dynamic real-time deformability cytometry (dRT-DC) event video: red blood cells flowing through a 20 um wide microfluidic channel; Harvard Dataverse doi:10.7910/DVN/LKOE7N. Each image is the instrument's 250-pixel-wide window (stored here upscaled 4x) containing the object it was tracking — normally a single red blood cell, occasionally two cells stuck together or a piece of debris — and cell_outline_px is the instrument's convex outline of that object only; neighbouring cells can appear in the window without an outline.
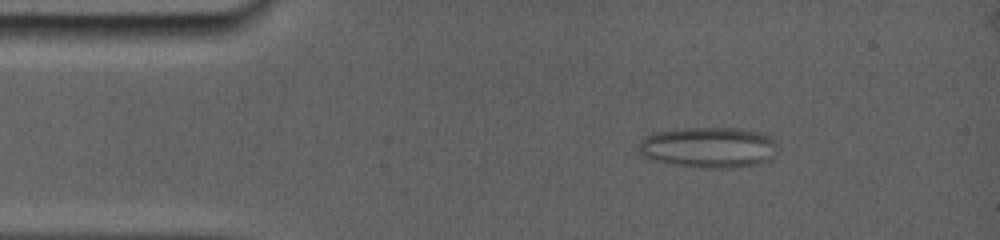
{"species": "common noctule bat (a hibernating species)", "species_latin": "Nyctalus noctula", "temperature_condition": "room temperature", "stored_images_in_passage": 38, "camera_frame_rate_fps": 5000, "um_per_image_px": 0.085, "animal": {"sex": "female", "body_mass_g": 19.0, "forearm_length_mm": 56.7}, "frame": {"image": 1, "passage_image": 5, "time_ms": 2.6, "image_size_px": [1000, 240], "cell_outline_px": [[760, 136], [756, 160], [748, 164], [720, 168], [708, 168], [680, 164], [664, 160], [652, 156], [648, 140], [664, 132], [688, 128], [728, 128], [752, 132]], "centroid_in_image_um": [60.04, 12.51], "position_along_channel_um": 25.0, "area_um2": 26.53}}
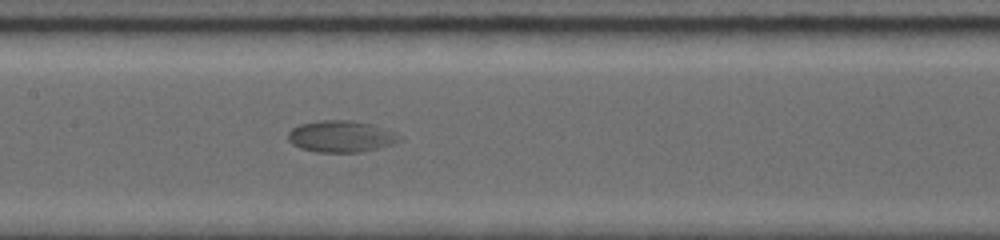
{"frame": {"image": 2, "passage_image": 16, "time_ms": 8.2, "image_size_px": [1000, 240], "cell_outline_px": [[396, 140], [388, 144], [376, 148], [360, 152], [316, 152], [300, 148], [292, 144], [288, 140], [288, 132], [292, 128], [300, 124], [328, 120], [348, 120], [368, 124]], "centroid_in_image_um": [28.7, 11.62], "position_along_channel_um": 178.7, "area_um2": 19.02}}
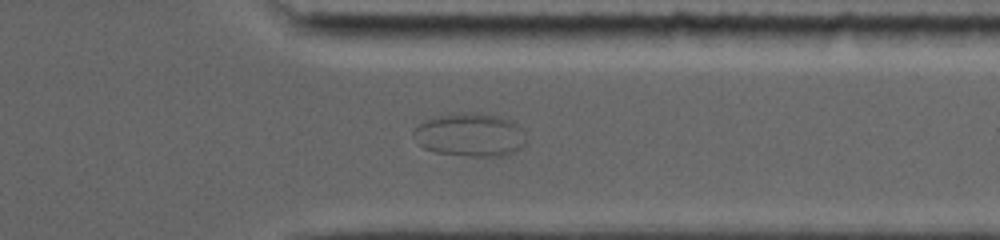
{"frame": {"image": 3, "passage_image": 29, "time_ms": 13.4, "image_size_px": [1000, 240], "cell_outline_px": [[528, 140], [520, 148], [504, 156], [468, 156], [436, 152], [424, 148], [412, 136], [412, 132], [424, 120], [448, 112], [472, 112], [500, 116], [516, 124], [520, 128]], "centroid_in_image_um": [39.93, 11.45], "position_along_channel_um": 371.5, "area_um2": 28.61}}